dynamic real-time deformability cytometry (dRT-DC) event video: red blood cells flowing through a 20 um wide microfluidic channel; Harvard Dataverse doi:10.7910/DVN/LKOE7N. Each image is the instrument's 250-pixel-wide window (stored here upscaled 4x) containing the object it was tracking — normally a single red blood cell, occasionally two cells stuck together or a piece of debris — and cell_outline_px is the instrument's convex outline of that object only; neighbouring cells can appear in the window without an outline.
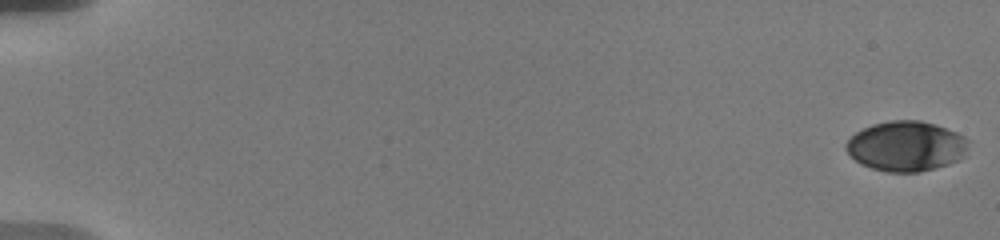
{"species": "human", "species_latin": "Homo sapiens", "temperature_condition": "warm", "stored_images_in_passage": 20, "camera_frame_rate_fps": 3000, "um_per_image_px": 0.085, "donor": {"sex": "male"}, "frame": {"image": 1, "passage_image": 1, "time_ms": 0.0, "image_size_px": [1000, 240], "cell_outline_px": [[968, 148], [964, 156], [948, 164], [920, 172], [884, 172], [860, 164], [844, 148], [844, 144], [856, 132], [872, 124], [892, 120], [920, 120], [936, 124], [956, 132], [964, 136], [968, 140]], "centroid_in_image_um": [77.02, 12.42], "position_along_channel_um": 8.0, "area_um2": 35.78}}
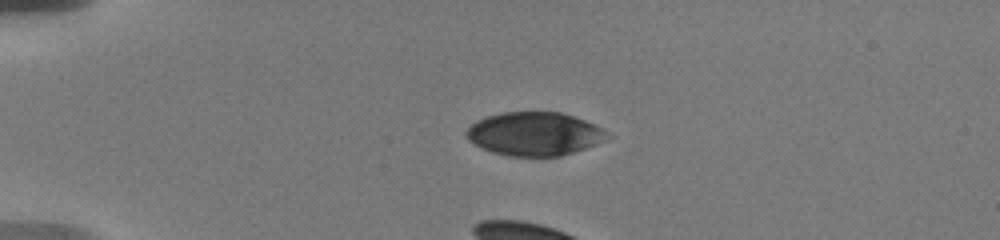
{"frame": {"image": 2, "passage_image": 14, "time_ms": 4.667, "image_size_px": [1000, 240], "cell_outline_px": [[616, 136], [596, 144], [560, 156], [508, 156], [492, 152], [468, 140], [464, 136], [464, 132], [476, 120], [488, 116], [504, 112], [560, 112], [584, 120], [604, 128]], "centroid_in_image_um": [45.47, 11.37], "position_along_channel_um": 39.5, "area_um2": 35.84}}